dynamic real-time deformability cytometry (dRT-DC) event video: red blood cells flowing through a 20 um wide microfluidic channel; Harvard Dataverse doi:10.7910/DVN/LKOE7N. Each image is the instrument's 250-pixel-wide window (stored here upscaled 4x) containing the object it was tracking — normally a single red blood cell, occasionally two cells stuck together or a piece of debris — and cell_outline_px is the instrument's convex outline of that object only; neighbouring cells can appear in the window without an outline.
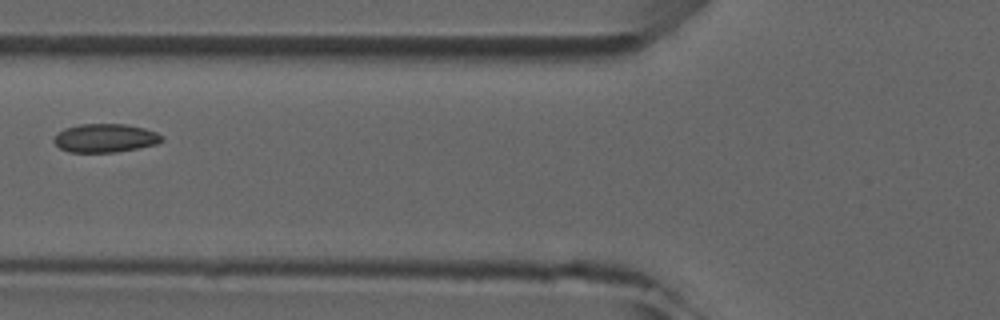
{"species": "common noctule bat (a hibernating species)", "species_latin": "Nyctalus noctula", "temperature_condition": "room temperature", "stored_images_in_passage": 6, "camera_frame_rate_fps": 3000, "um_per_image_px": 0.085, "animal": {"sex": "male", "forearm_length_mm": 52.5}, "frame": {"image": 1, "passage_image": 6, "time_ms": 6.333, "image_size_px": [1000, 320], "cell_outline_px": [[164, 140], [156, 144], [116, 152], [68, 152], [60, 148], [52, 140], [64, 128], [80, 124], [124, 124], [144, 128], [156, 132], [164, 136]], "centroid_in_image_um": [8.95, 11.73], "position_along_channel_um": 116.8, "area_um2": 17.86}}